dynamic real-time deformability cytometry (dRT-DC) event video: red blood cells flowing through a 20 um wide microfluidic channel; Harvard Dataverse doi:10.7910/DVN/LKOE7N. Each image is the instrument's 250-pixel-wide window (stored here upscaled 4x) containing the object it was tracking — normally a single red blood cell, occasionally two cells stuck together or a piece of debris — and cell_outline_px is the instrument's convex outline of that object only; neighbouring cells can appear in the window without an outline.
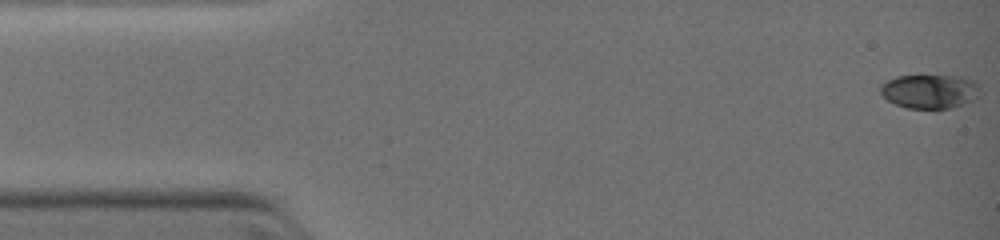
{"species": "common noctule bat (a hibernating species)", "species_latin": "Nyctalus noctula", "temperature_condition": "warm", "stored_images_in_passage": 49, "camera_frame_rate_fps": 3000, "um_per_image_px": 0.085, "animal": {"sex": "female", "body_mass_g": 19.0, "forearm_length_mm": 51.5}, "frame": {"image": 1, "passage_image": 1, "time_ms": 0.0, "image_size_px": [1000, 240], "cell_outline_px": [[980, 88], [976, 96], [972, 100], [964, 104], [952, 108], [908, 108], [896, 104], [888, 100], [880, 92], [880, 84], [896, 76], [960, 76], [972, 80], [980, 84]], "centroid_in_image_um": [79.03, 7.76], "position_along_channel_um": 6.0, "area_um2": 19.65}}
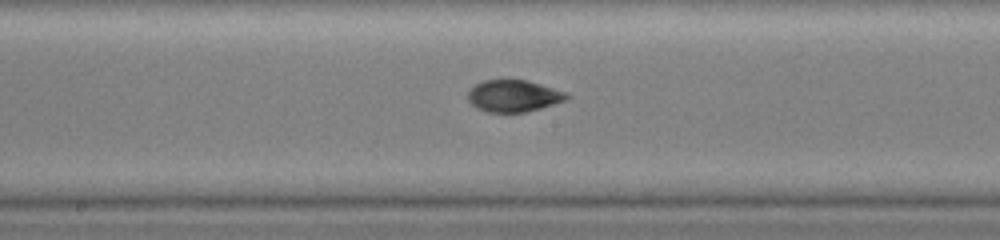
{"frame": {"image": 2, "passage_image": 25, "time_ms": 6.333, "image_size_px": [1000, 240], "cell_outline_px": [[572, 96], [564, 100], [528, 112], [488, 112], [476, 108], [468, 100], [468, 92], [476, 84], [484, 80], [528, 80], [568, 92]], "centroid_in_image_um": [43.68, 8.15], "position_along_channel_um": 204.5, "area_um2": 18.32}}
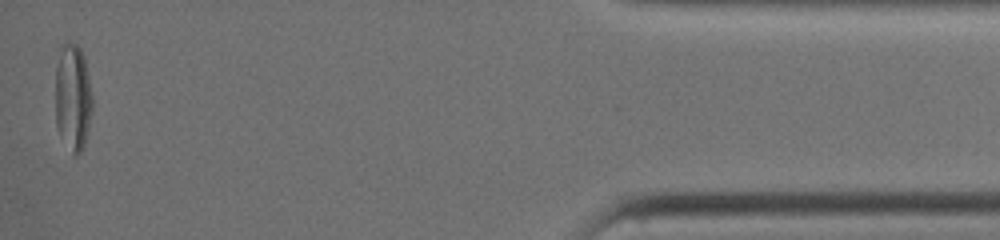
{"frame": {"image": 3, "passage_image": 47, "time_ms": 12.333, "image_size_px": [1000, 240], "cell_outline_px": [[92, 108], [84, 148], [76, 156], [72, 156], [60, 136], [56, 128], [56, 68], [60, 44], [68, 40], [76, 44], [80, 48], [84, 56], [92, 96]], "centroid_in_image_um": [6.18, 8.28], "position_along_channel_um": 429.0, "area_um2": 23.47}}